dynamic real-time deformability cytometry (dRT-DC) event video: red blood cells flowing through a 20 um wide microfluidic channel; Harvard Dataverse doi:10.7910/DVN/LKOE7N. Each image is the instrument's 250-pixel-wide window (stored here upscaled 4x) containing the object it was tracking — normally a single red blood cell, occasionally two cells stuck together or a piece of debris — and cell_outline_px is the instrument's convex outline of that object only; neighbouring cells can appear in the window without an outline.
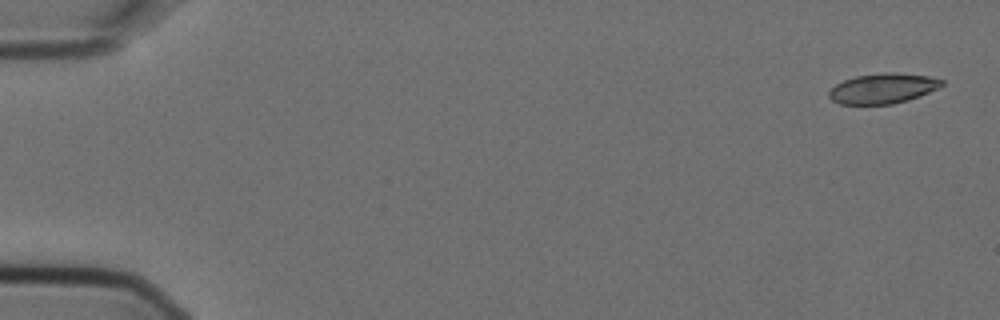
{"species": "Egyptian fruit bat (a non-hibernating species)", "species_latin": "Rousettus aegyptiacus", "temperature_condition": "cold", "stored_images_in_passage": 11, "camera_frame_rate_fps": 3000, "um_per_image_px": 0.085, "animal": {"sex": "female"}, "frame": {"image": 1, "passage_image": 1, "time_ms": 0.0, "image_size_px": [1000, 320], "cell_outline_px": [[944, 84], [920, 96], [908, 100], [892, 104], [840, 104], [832, 100], [828, 96], [828, 92], [836, 84], [844, 80], [856, 76], [884, 72], [892, 72], [928, 76], [944, 80]], "centroid_in_image_um": [75.03, 7.51], "position_along_channel_um": 10.0, "area_um2": 19.71}}
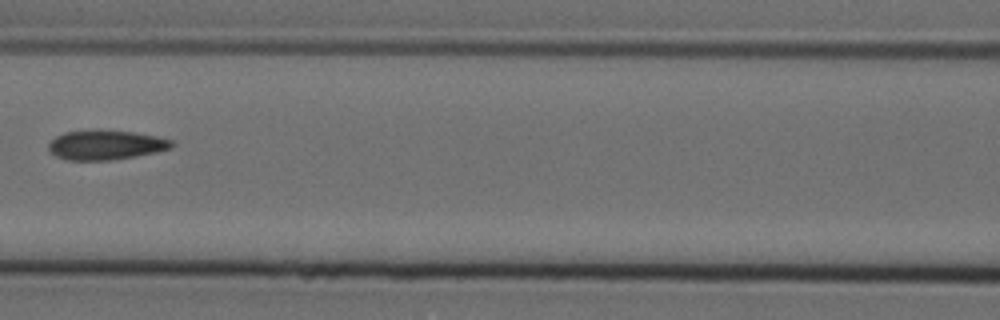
{"frame": {"image": 2, "passage_image": 7, "time_ms": 2.0, "image_size_px": [1000, 320], "cell_outline_px": [[176, 144], [172, 148], [156, 152], [136, 156], [112, 160], [68, 160], [56, 156], [48, 148], [48, 144], [56, 136], [64, 132], [132, 132], [156, 136], [172, 140]], "centroid_in_image_um": [9.03, 12.36], "position_along_channel_um": 157.6, "area_um2": 20.58}}
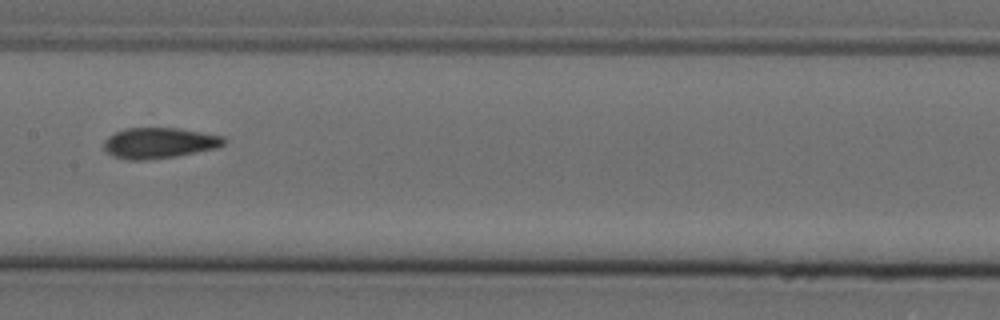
{"frame": {"image": 3, "passage_image": 8, "time_ms": 2.333, "image_size_px": [1000, 320], "cell_outline_px": [[228, 140], [224, 144], [216, 148], [176, 156], [148, 160], [128, 160], [112, 156], [104, 148], [104, 140], [108, 136], [124, 128], [176, 128], [224, 136]], "centroid_in_image_um": [13.53, 12.15], "position_along_channel_um": 193.9, "area_um2": 21.5}}